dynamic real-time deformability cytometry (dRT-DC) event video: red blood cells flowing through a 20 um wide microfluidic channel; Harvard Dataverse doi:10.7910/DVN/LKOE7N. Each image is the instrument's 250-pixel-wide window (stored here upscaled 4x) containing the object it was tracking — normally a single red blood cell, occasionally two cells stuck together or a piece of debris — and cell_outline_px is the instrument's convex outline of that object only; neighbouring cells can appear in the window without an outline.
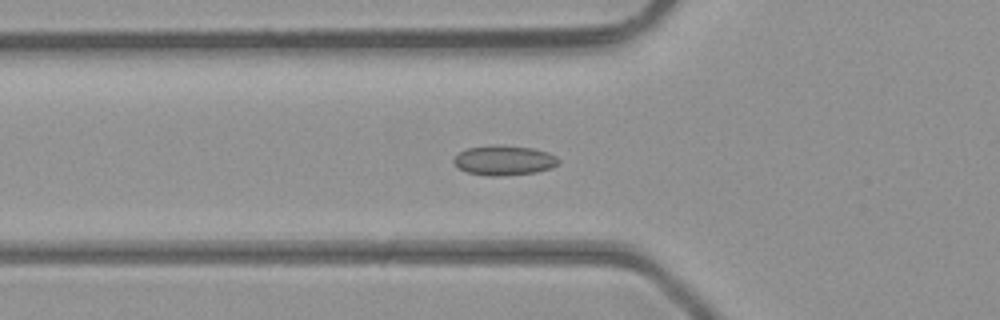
{"species": "common noctule bat (a hibernating species)", "species_latin": "Nyctalus noctula", "temperature_condition": "room temperature", "stored_images_in_passage": 47, "camera_frame_rate_fps": 3000, "um_per_image_px": 0.085, "animal": {"sex": "male", "body_mass_g": 23.1, "forearm_length_mm": 52.7}, "frame": {"image": 1, "passage_image": 16, "time_ms": 5.0, "image_size_px": [1000, 320], "cell_outline_px": [[560, 160], [552, 168], [536, 172], [504, 176], [484, 176], [468, 172], [460, 168], [452, 160], [460, 152], [468, 148], [532, 148], [548, 152], [556, 156]], "centroid_in_image_um": [42.89, 13.69], "position_along_channel_um": 82.9, "area_um2": 17.28}}
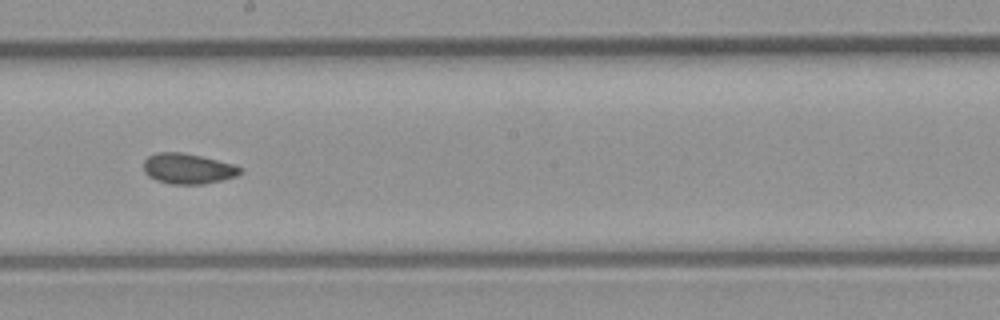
{"frame": {"image": 2, "passage_image": 26, "time_ms": 8.333, "image_size_px": [1000, 320], "cell_outline_px": [[244, 172], [236, 176], [204, 184], [168, 184], [156, 180], [148, 176], [144, 172], [144, 160], [148, 156], [156, 152], [180, 152], [200, 156], [232, 164], [244, 168]], "centroid_in_image_um": [15.96, 14.34], "position_along_channel_um": 232.2, "area_um2": 17.17}}
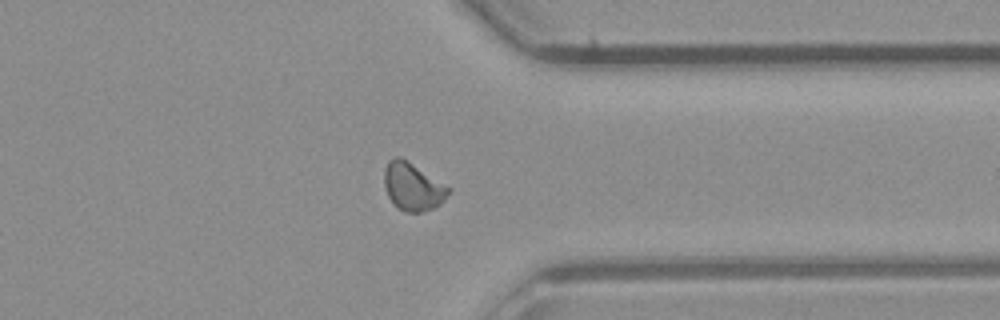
{"frame": {"image": 3, "passage_image": 36, "time_ms": 11.667, "image_size_px": [1000, 320], "cell_outline_px": [[452, 188], [440, 204], [432, 208], [420, 212], [408, 212], [396, 208], [388, 196], [384, 188], [384, 168], [388, 160], [396, 156], [400, 156]], "centroid_in_image_um": [35.05, 15.85], "position_along_channel_um": 376.3, "area_um2": 17.92}}